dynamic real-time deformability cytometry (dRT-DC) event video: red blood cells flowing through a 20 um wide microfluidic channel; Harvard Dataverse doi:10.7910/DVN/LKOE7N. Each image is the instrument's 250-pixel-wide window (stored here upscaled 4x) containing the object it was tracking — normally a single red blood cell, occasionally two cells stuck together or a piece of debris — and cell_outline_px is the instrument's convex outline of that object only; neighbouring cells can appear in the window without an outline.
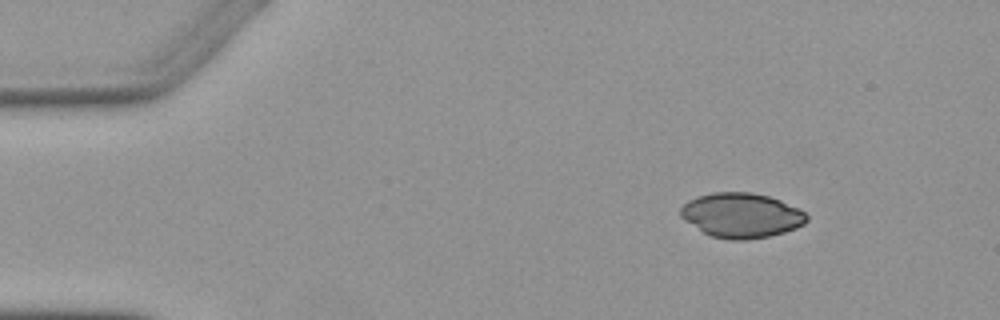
{"species": "Egyptian fruit bat (a non-hibernating species)", "species_latin": "Rousettus aegyptiacus", "temperature_condition": "warm", "stored_images_in_passage": 3, "camera_frame_rate_fps": 3000, "um_per_image_px": 0.085, "animal": {"sex": "female"}, "frame": {"image": 1, "passage_image": 1, "time_ms": 0.0, "image_size_px": [1000, 320], "cell_outline_px": [[808, 220], [804, 224], [796, 228], [784, 232], [768, 236], [748, 240], [728, 240], [712, 236], [704, 232], [680, 216], [680, 208], [688, 200], [696, 196], [712, 192], [752, 192], [768, 196], [780, 200], [800, 208], [808, 216]], "centroid_in_image_um": [63.04, 18.29], "position_along_channel_um": 22.0, "area_um2": 32.95}}